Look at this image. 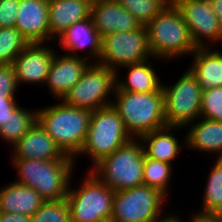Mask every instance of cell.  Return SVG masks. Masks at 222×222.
Listing matches in <instances>:
<instances>
[{"instance_id":"1","label":"cell","mask_w":222,"mask_h":222,"mask_svg":"<svg viewBox=\"0 0 222 222\" xmlns=\"http://www.w3.org/2000/svg\"><path fill=\"white\" fill-rule=\"evenodd\" d=\"M57 102L37 108V122L61 151L74 159L85 142L92 111Z\"/></svg>"},{"instance_id":"2","label":"cell","mask_w":222,"mask_h":222,"mask_svg":"<svg viewBox=\"0 0 222 222\" xmlns=\"http://www.w3.org/2000/svg\"><path fill=\"white\" fill-rule=\"evenodd\" d=\"M148 46L154 58L165 63L190 56L197 47L180 9L169 3L146 26Z\"/></svg>"},{"instance_id":"3","label":"cell","mask_w":222,"mask_h":222,"mask_svg":"<svg viewBox=\"0 0 222 222\" xmlns=\"http://www.w3.org/2000/svg\"><path fill=\"white\" fill-rule=\"evenodd\" d=\"M11 164L17 171L14 181L33 188L44 201L66 198L76 168L67 155L60 160L11 159Z\"/></svg>"},{"instance_id":"4","label":"cell","mask_w":222,"mask_h":222,"mask_svg":"<svg viewBox=\"0 0 222 222\" xmlns=\"http://www.w3.org/2000/svg\"><path fill=\"white\" fill-rule=\"evenodd\" d=\"M114 95L112 105L133 139L167 126L162 87L152 93L115 91Z\"/></svg>"},{"instance_id":"5","label":"cell","mask_w":222,"mask_h":222,"mask_svg":"<svg viewBox=\"0 0 222 222\" xmlns=\"http://www.w3.org/2000/svg\"><path fill=\"white\" fill-rule=\"evenodd\" d=\"M117 109L112 105L91 112L87 136L79 154L74 158L90 157V169L104 157L132 140Z\"/></svg>"},{"instance_id":"6","label":"cell","mask_w":222,"mask_h":222,"mask_svg":"<svg viewBox=\"0 0 222 222\" xmlns=\"http://www.w3.org/2000/svg\"><path fill=\"white\" fill-rule=\"evenodd\" d=\"M144 148L139 139H132L91 169L114 192L143 185Z\"/></svg>"},{"instance_id":"7","label":"cell","mask_w":222,"mask_h":222,"mask_svg":"<svg viewBox=\"0 0 222 222\" xmlns=\"http://www.w3.org/2000/svg\"><path fill=\"white\" fill-rule=\"evenodd\" d=\"M87 171L80 186L73 187V180L70 181L66 196L70 222H110L115 192Z\"/></svg>"},{"instance_id":"8","label":"cell","mask_w":222,"mask_h":222,"mask_svg":"<svg viewBox=\"0 0 222 222\" xmlns=\"http://www.w3.org/2000/svg\"><path fill=\"white\" fill-rule=\"evenodd\" d=\"M168 199L161 191L144 184L116 191L110 222H159L168 216L164 209Z\"/></svg>"},{"instance_id":"9","label":"cell","mask_w":222,"mask_h":222,"mask_svg":"<svg viewBox=\"0 0 222 222\" xmlns=\"http://www.w3.org/2000/svg\"><path fill=\"white\" fill-rule=\"evenodd\" d=\"M117 73L106 66L91 63L79 81L64 95L61 101L71 107L97 110L112 104ZM112 97H111V96Z\"/></svg>"},{"instance_id":"10","label":"cell","mask_w":222,"mask_h":222,"mask_svg":"<svg viewBox=\"0 0 222 222\" xmlns=\"http://www.w3.org/2000/svg\"><path fill=\"white\" fill-rule=\"evenodd\" d=\"M182 74L174 83L162 84L167 126L185 128L200 118L202 89L188 68Z\"/></svg>"},{"instance_id":"11","label":"cell","mask_w":222,"mask_h":222,"mask_svg":"<svg viewBox=\"0 0 222 222\" xmlns=\"http://www.w3.org/2000/svg\"><path fill=\"white\" fill-rule=\"evenodd\" d=\"M153 58L145 26L136 31L113 32L102 37L98 64L117 72L120 68Z\"/></svg>"},{"instance_id":"12","label":"cell","mask_w":222,"mask_h":222,"mask_svg":"<svg viewBox=\"0 0 222 222\" xmlns=\"http://www.w3.org/2000/svg\"><path fill=\"white\" fill-rule=\"evenodd\" d=\"M175 5L197 48L214 47L222 42V24L214 13L211 0H178Z\"/></svg>"},{"instance_id":"13","label":"cell","mask_w":222,"mask_h":222,"mask_svg":"<svg viewBox=\"0 0 222 222\" xmlns=\"http://www.w3.org/2000/svg\"><path fill=\"white\" fill-rule=\"evenodd\" d=\"M47 43H29L12 63L18 86L22 84H45L54 54L55 46L51 48Z\"/></svg>"},{"instance_id":"14","label":"cell","mask_w":222,"mask_h":222,"mask_svg":"<svg viewBox=\"0 0 222 222\" xmlns=\"http://www.w3.org/2000/svg\"><path fill=\"white\" fill-rule=\"evenodd\" d=\"M56 40L60 45L59 49H62L60 52L63 51L61 53L98 63L102 50V37L94 27L91 16L69 26ZM80 50H85L83 51L85 55L81 54Z\"/></svg>"},{"instance_id":"15","label":"cell","mask_w":222,"mask_h":222,"mask_svg":"<svg viewBox=\"0 0 222 222\" xmlns=\"http://www.w3.org/2000/svg\"><path fill=\"white\" fill-rule=\"evenodd\" d=\"M57 51L44 84L55 101L64 97L91 64L84 58L70 56L66 53L60 54L61 52Z\"/></svg>"},{"instance_id":"16","label":"cell","mask_w":222,"mask_h":222,"mask_svg":"<svg viewBox=\"0 0 222 222\" xmlns=\"http://www.w3.org/2000/svg\"><path fill=\"white\" fill-rule=\"evenodd\" d=\"M15 27L29 43L52 42L48 0H20Z\"/></svg>"},{"instance_id":"17","label":"cell","mask_w":222,"mask_h":222,"mask_svg":"<svg viewBox=\"0 0 222 222\" xmlns=\"http://www.w3.org/2000/svg\"><path fill=\"white\" fill-rule=\"evenodd\" d=\"M10 150L11 159L45 161L60 160L66 156L37 121Z\"/></svg>"},{"instance_id":"18","label":"cell","mask_w":222,"mask_h":222,"mask_svg":"<svg viewBox=\"0 0 222 222\" xmlns=\"http://www.w3.org/2000/svg\"><path fill=\"white\" fill-rule=\"evenodd\" d=\"M94 27L101 37L113 32L136 31L142 25L118 1L107 0L91 7Z\"/></svg>"},{"instance_id":"19","label":"cell","mask_w":222,"mask_h":222,"mask_svg":"<svg viewBox=\"0 0 222 222\" xmlns=\"http://www.w3.org/2000/svg\"><path fill=\"white\" fill-rule=\"evenodd\" d=\"M182 129L184 128L166 126L142 135L139 140L143 145L145 155L151 159L174 164L173 161L182 151V147L185 149L186 146V135L183 136V141L179 142L181 139H178L175 133L176 130L178 132Z\"/></svg>"},{"instance_id":"20","label":"cell","mask_w":222,"mask_h":222,"mask_svg":"<svg viewBox=\"0 0 222 222\" xmlns=\"http://www.w3.org/2000/svg\"><path fill=\"white\" fill-rule=\"evenodd\" d=\"M200 118L185 127L186 148L222 158V122Z\"/></svg>"},{"instance_id":"21","label":"cell","mask_w":222,"mask_h":222,"mask_svg":"<svg viewBox=\"0 0 222 222\" xmlns=\"http://www.w3.org/2000/svg\"><path fill=\"white\" fill-rule=\"evenodd\" d=\"M190 57L192 65L188 69L202 90L222 87V49L198 47Z\"/></svg>"},{"instance_id":"22","label":"cell","mask_w":222,"mask_h":222,"mask_svg":"<svg viewBox=\"0 0 222 222\" xmlns=\"http://www.w3.org/2000/svg\"><path fill=\"white\" fill-rule=\"evenodd\" d=\"M152 60L156 61V58H151L147 61L139 64L127 65L120 68L117 73L116 90L115 91H129L136 93H152L157 92L163 82L160 80L158 73ZM153 65V66H152ZM121 69H126V77L121 78Z\"/></svg>"},{"instance_id":"23","label":"cell","mask_w":222,"mask_h":222,"mask_svg":"<svg viewBox=\"0 0 222 222\" xmlns=\"http://www.w3.org/2000/svg\"><path fill=\"white\" fill-rule=\"evenodd\" d=\"M91 14V7L81 0H48L50 37L56 40L69 26Z\"/></svg>"},{"instance_id":"24","label":"cell","mask_w":222,"mask_h":222,"mask_svg":"<svg viewBox=\"0 0 222 222\" xmlns=\"http://www.w3.org/2000/svg\"><path fill=\"white\" fill-rule=\"evenodd\" d=\"M43 202L36 190L15 181L0 188L1 212L32 216Z\"/></svg>"},{"instance_id":"25","label":"cell","mask_w":222,"mask_h":222,"mask_svg":"<svg viewBox=\"0 0 222 222\" xmlns=\"http://www.w3.org/2000/svg\"><path fill=\"white\" fill-rule=\"evenodd\" d=\"M204 186L202 205L196 215L212 216L222 208V158H216Z\"/></svg>"},{"instance_id":"26","label":"cell","mask_w":222,"mask_h":222,"mask_svg":"<svg viewBox=\"0 0 222 222\" xmlns=\"http://www.w3.org/2000/svg\"><path fill=\"white\" fill-rule=\"evenodd\" d=\"M33 110V111H32ZM37 109L19 106L11 113L9 120L0 127V140L12 148L36 123Z\"/></svg>"},{"instance_id":"27","label":"cell","mask_w":222,"mask_h":222,"mask_svg":"<svg viewBox=\"0 0 222 222\" xmlns=\"http://www.w3.org/2000/svg\"><path fill=\"white\" fill-rule=\"evenodd\" d=\"M173 170L172 164L151 159L145 155L143 162L144 185H148L149 187L161 191L164 195L171 199L169 191Z\"/></svg>"},{"instance_id":"28","label":"cell","mask_w":222,"mask_h":222,"mask_svg":"<svg viewBox=\"0 0 222 222\" xmlns=\"http://www.w3.org/2000/svg\"><path fill=\"white\" fill-rule=\"evenodd\" d=\"M28 44L16 27L0 28V64H12Z\"/></svg>"},{"instance_id":"29","label":"cell","mask_w":222,"mask_h":222,"mask_svg":"<svg viewBox=\"0 0 222 222\" xmlns=\"http://www.w3.org/2000/svg\"><path fill=\"white\" fill-rule=\"evenodd\" d=\"M128 12H130L136 20L146 26L159 12H161L170 0H116Z\"/></svg>"},{"instance_id":"30","label":"cell","mask_w":222,"mask_h":222,"mask_svg":"<svg viewBox=\"0 0 222 222\" xmlns=\"http://www.w3.org/2000/svg\"><path fill=\"white\" fill-rule=\"evenodd\" d=\"M31 222H70V209L66 198L44 201L31 216Z\"/></svg>"},{"instance_id":"31","label":"cell","mask_w":222,"mask_h":222,"mask_svg":"<svg viewBox=\"0 0 222 222\" xmlns=\"http://www.w3.org/2000/svg\"><path fill=\"white\" fill-rule=\"evenodd\" d=\"M200 117L222 122V87L202 90Z\"/></svg>"},{"instance_id":"32","label":"cell","mask_w":222,"mask_h":222,"mask_svg":"<svg viewBox=\"0 0 222 222\" xmlns=\"http://www.w3.org/2000/svg\"><path fill=\"white\" fill-rule=\"evenodd\" d=\"M18 88L13 65L0 64V101H3V99H15V93Z\"/></svg>"},{"instance_id":"33","label":"cell","mask_w":222,"mask_h":222,"mask_svg":"<svg viewBox=\"0 0 222 222\" xmlns=\"http://www.w3.org/2000/svg\"><path fill=\"white\" fill-rule=\"evenodd\" d=\"M20 0H0V28H13L19 11Z\"/></svg>"},{"instance_id":"34","label":"cell","mask_w":222,"mask_h":222,"mask_svg":"<svg viewBox=\"0 0 222 222\" xmlns=\"http://www.w3.org/2000/svg\"><path fill=\"white\" fill-rule=\"evenodd\" d=\"M16 100L3 99V101H0V127L4 126V123L9 120L11 113L19 106Z\"/></svg>"},{"instance_id":"35","label":"cell","mask_w":222,"mask_h":222,"mask_svg":"<svg viewBox=\"0 0 222 222\" xmlns=\"http://www.w3.org/2000/svg\"><path fill=\"white\" fill-rule=\"evenodd\" d=\"M0 222H31V216L17 213L1 212Z\"/></svg>"},{"instance_id":"36","label":"cell","mask_w":222,"mask_h":222,"mask_svg":"<svg viewBox=\"0 0 222 222\" xmlns=\"http://www.w3.org/2000/svg\"><path fill=\"white\" fill-rule=\"evenodd\" d=\"M215 15L222 24V0H211Z\"/></svg>"},{"instance_id":"37","label":"cell","mask_w":222,"mask_h":222,"mask_svg":"<svg viewBox=\"0 0 222 222\" xmlns=\"http://www.w3.org/2000/svg\"><path fill=\"white\" fill-rule=\"evenodd\" d=\"M188 222H215L211 216H200L191 214V219Z\"/></svg>"},{"instance_id":"38","label":"cell","mask_w":222,"mask_h":222,"mask_svg":"<svg viewBox=\"0 0 222 222\" xmlns=\"http://www.w3.org/2000/svg\"><path fill=\"white\" fill-rule=\"evenodd\" d=\"M171 214L168 213V216L166 218H164L163 220L159 221V222H185L181 219V216L176 213H172Z\"/></svg>"},{"instance_id":"39","label":"cell","mask_w":222,"mask_h":222,"mask_svg":"<svg viewBox=\"0 0 222 222\" xmlns=\"http://www.w3.org/2000/svg\"><path fill=\"white\" fill-rule=\"evenodd\" d=\"M211 217L215 222H222V208L215 212Z\"/></svg>"},{"instance_id":"40","label":"cell","mask_w":222,"mask_h":222,"mask_svg":"<svg viewBox=\"0 0 222 222\" xmlns=\"http://www.w3.org/2000/svg\"><path fill=\"white\" fill-rule=\"evenodd\" d=\"M81 1L86 2L90 7H92L94 5H98L99 3L103 1H107V0H81Z\"/></svg>"},{"instance_id":"41","label":"cell","mask_w":222,"mask_h":222,"mask_svg":"<svg viewBox=\"0 0 222 222\" xmlns=\"http://www.w3.org/2000/svg\"><path fill=\"white\" fill-rule=\"evenodd\" d=\"M178 0H170V3L175 4Z\"/></svg>"}]
</instances>
